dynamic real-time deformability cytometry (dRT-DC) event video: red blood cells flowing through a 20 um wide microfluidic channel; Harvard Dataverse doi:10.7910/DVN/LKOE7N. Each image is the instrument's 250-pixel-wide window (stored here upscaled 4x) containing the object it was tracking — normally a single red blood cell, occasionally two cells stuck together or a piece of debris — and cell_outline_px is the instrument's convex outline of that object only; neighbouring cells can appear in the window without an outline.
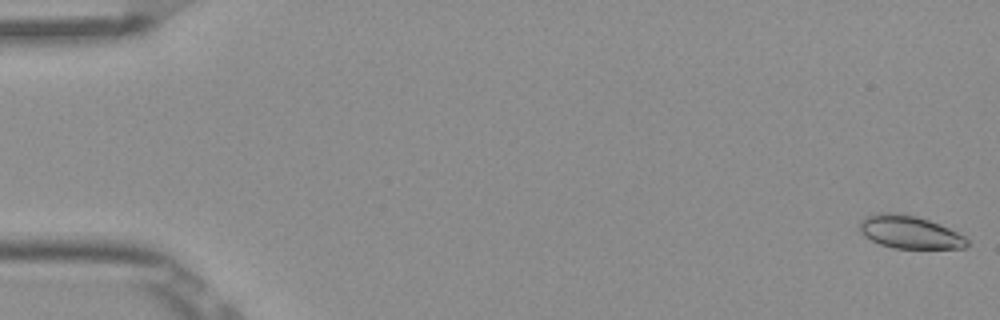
{"species": "Egyptian fruit bat (a non-hibernating species)", "species_latin": "Rousettus aegyptiacus", "temperature_condition": "room temperature", "stored_images_in_passage": 53, "camera_frame_rate_fps": 3000, "um_per_image_px": 0.085, "frame": {"image": 1, "passage_image": 1, "time_ms": 0.0, "image_size_px": [1000, 320], "cell_outline_px": [[968, 244], [964, 248], [892, 248], [880, 244], [864, 236], [860, 232], [860, 220], [864, 216], [876, 212], [900, 212], [916, 216], [940, 224], [964, 236], [968, 240]], "centroid_in_image_um": [77.27, 19.71], "position_along_channel_um": 7.7, "area_um2": 20.69}}
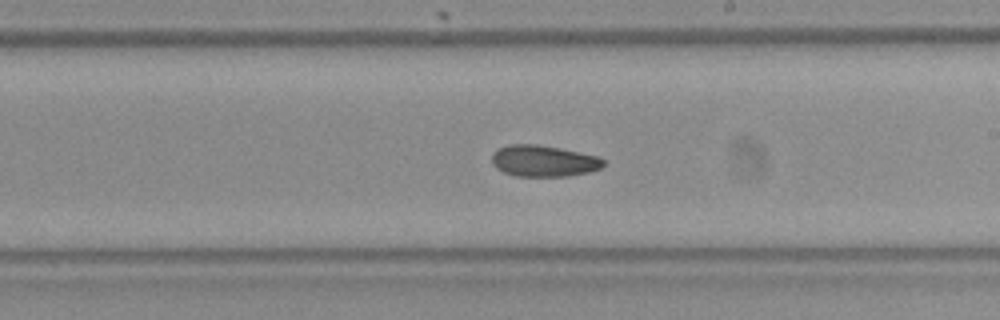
{"frame": {"image": 2, "passage_image": 31, "time_ms": 10.0, "image_size_px": [1000, 320], "cell_outline_px": [[604, 164], [600, 168], [588, 172], [568, 176], [516, 176], [504, 172], [496, 168], [492, 164], [492, 152], [496, 148], [508, 144], [536, 144], [560, 148], [580, 152], [596, 156], [604, 160]], "centroid_in_image_um": [46.15, 13.67], "position_along_channel_um": 242.8, "area_um2": 20.46}}
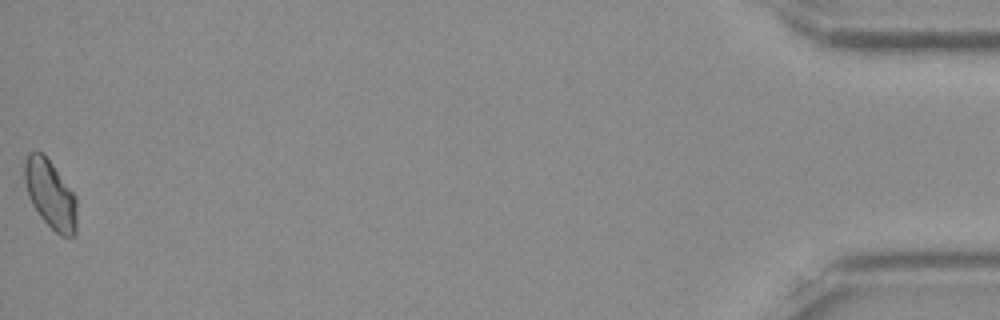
{"frame": {"image": 3, "passage_image": 53, "time_ms": 17.333, "image_size_px": [1000, 320], "cell_outline_px": [[76, 232], [72, 236], [60, 236], [40, 216], [32, 204], [28, 196], [24, 180], [24, 160], [28, 152], [44, 152], [76, 196]], "centroid_in_image_um": [4.27, 16.48], "position_along_channel_um": 430.9, "area_um2": 20.92}, "authors_computed_cell_mechanics": {"area_um2": 20.6346, "velocity_mm_per_s": 3.8742, "shape_relaxation_time_tau1_ms": null, "shape_relaxation_time_tau2_ms": 8.458, "deformation_change_tau1": null, "deformation_change_tau2": 0.1257}}